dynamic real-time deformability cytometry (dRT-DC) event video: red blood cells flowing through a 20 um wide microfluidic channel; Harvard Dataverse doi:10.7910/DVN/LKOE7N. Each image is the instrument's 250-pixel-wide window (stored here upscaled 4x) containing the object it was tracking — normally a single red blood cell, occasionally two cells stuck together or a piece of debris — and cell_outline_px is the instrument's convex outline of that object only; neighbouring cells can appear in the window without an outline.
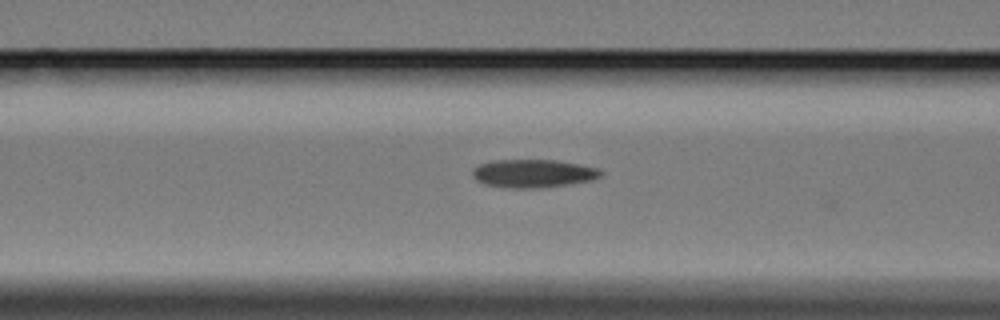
{"species": "Egyptian fruit bat (a non-hibernating species)", "species_latin": "Rousettus aegyptiacus", "temperature_condition": "cold", "stored_images_in_passage": 41, "camera_frame_rate_fps": 3000, "um_per_image_px": 0.085, "animal": {"sex": "female"}, "frame": {"image": 1, "passage_image": 16, "time_ms": 5.0, "image_size_px": [1000, 320], "cell_outline_px": [[604, 172], [600, 176], [592, 180], [544, 188], [504, 188], [484, 184], [476, 180], [472, 176], [472, 168], [480, 164], [492, 160], [556, 160], [580, 164], [596, 168]], "centroid_in_image_um": [45.28, 14.75], "position_along_channel_um": 121.3, "area_um2": 21.27}}
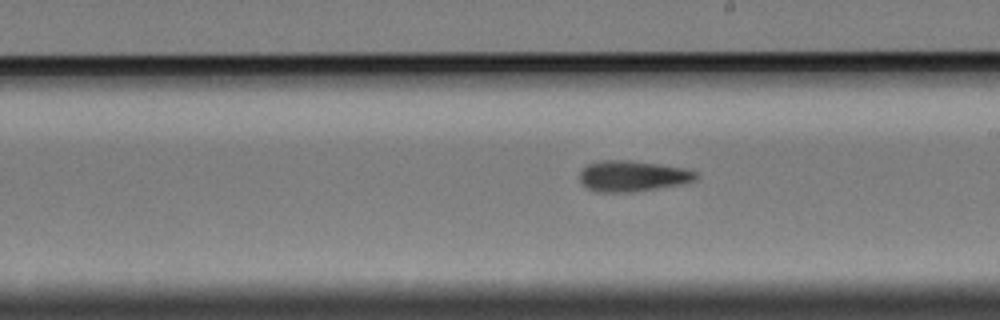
{"frame": {"image": 2, "passage_image": 26, "time_ms": 8.333, "image_size_px": [1000, 320], "cell_outline_px": [[700, 176], [696, 180], [680, 184], [632, 192], [596, 192], [584, 188], [580, 184], [580, 172], [588, 164], [600, 160], [628, 160], [684, 168], [696, 172]], "centroid_in_image_um": [53.72, 14.97], "position_along_channel_um": 235.3, "area_um2": 20.92}}
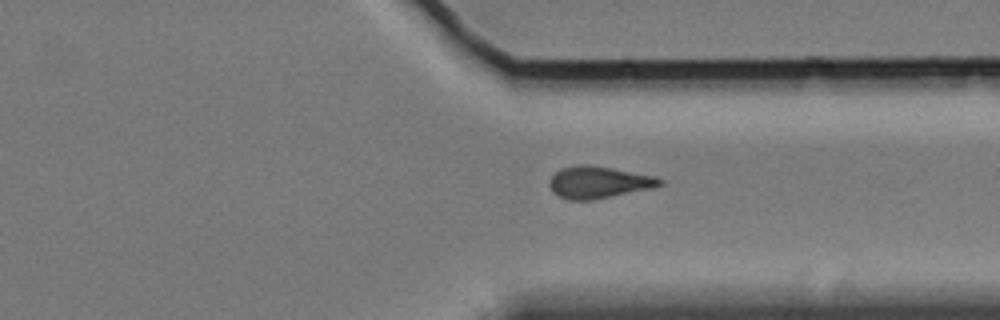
{"frame": {"image": 3, "passage_image": 37, "time_ms": 12.0, "image_size_px": [1000, 320], "cell_outline_px": [[664, 184], [652, 188], [592, 200], [568, 200], [552, 192], [548, 184], [548, 180], [560, 168], [576, 164], [588, 164], [612, 168], [656, 176], [664, 180]], "centroid_in_image_um": [50.87, 15.48], "position_along_channel_um": 360.5, "area_um2": 20.75}}